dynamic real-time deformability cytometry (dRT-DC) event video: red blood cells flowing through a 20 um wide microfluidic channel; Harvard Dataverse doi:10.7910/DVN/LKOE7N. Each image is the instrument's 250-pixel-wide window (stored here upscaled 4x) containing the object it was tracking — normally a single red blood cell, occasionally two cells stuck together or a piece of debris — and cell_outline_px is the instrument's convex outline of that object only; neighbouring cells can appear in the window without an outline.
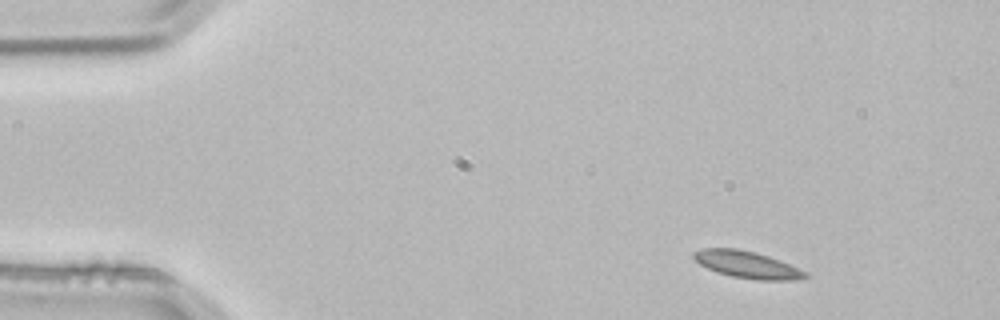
{"species": "common noctule bat (a hibernating species)", "species_latin": "Nyctalus noctula", "temperature_condition": "room temperature", "stored_images_in_passage": 3, "camera_frame_rate_fps": 3000, "um_per_image_px": 0.085, "animal": {"sex": "male", "body_mass_g": 21.5, "forearm_length_mm": 52.0}, "frame": {"image": 1, "passage_image": 2, "time_ms": 0.333, "image_size_px": [1000, 320], "cell_outline_px": [[808, 276], [796, 280], [760, 280], [732, 276], [716, 272], [700, 264], [692, 256], [692, 252], [700, 248], [736, 248], [756, 252], [780, 260], [808, 272]], "centroid_in_image_um": [63.5, 22.48], "position_along_channel_um": 21.5, "area_um2": 17.57}}